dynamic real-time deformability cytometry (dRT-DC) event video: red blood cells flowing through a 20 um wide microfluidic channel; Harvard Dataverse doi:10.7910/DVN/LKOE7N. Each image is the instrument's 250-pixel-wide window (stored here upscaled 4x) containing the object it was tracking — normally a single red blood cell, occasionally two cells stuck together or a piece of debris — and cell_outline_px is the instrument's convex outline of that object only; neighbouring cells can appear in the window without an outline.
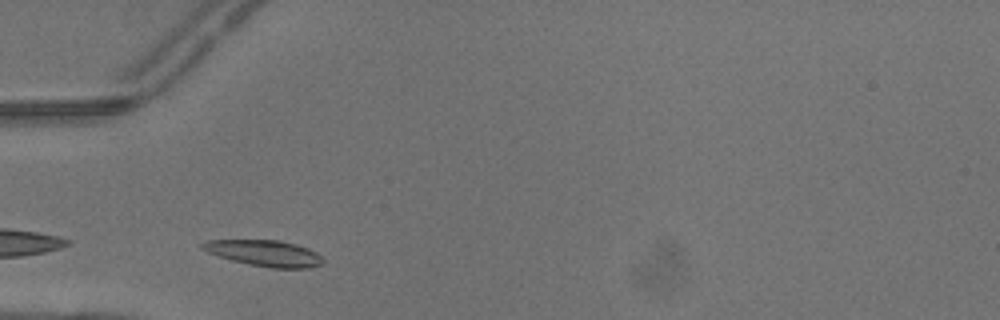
{"species": "common noctule bat (a hibernating species)", "species_latin": "Nyctalus noctula", "temperature_condition": "warm", "stored_images_in_passage": 2, "camera_frame_rate_fps": 3000, "um_per_image_px": 0.085, "animal": {"sex": "male", "body_mass_g": 13.3}, "frame": {"image": 1, "passage_image": 1, "time_ms": 0.0, "image_size_px": [1000, 320], "cell_outline_px": [[324, 264], [308, 268], [272, 268], [232, 260], [208, 252], [200, 248], [200, 244], [208, 240], [280, 240], [296, 244], [308, 248], [316, 252], [324, 260]], "centroid_in_image_um": [22.52, 21.51], "position_along_channel_um": 62.5, "area_um2": 18.21}}